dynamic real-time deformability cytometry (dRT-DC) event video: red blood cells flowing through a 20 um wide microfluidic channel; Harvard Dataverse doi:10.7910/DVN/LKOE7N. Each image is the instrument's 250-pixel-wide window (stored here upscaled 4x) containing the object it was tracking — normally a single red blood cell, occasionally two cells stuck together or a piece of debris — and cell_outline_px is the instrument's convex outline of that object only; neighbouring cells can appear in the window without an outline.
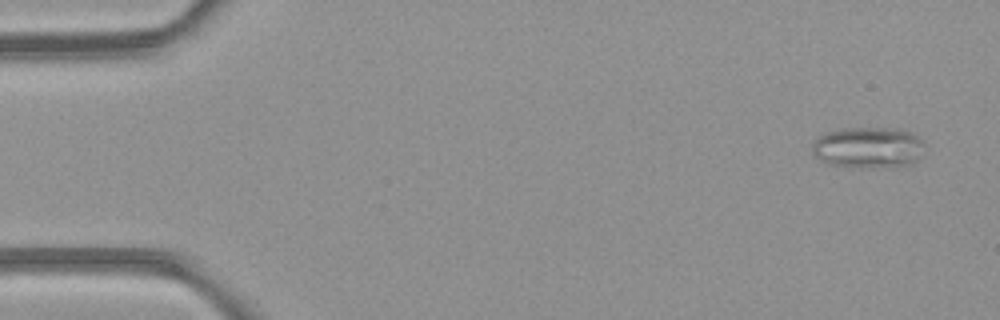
{"species": "common noctule bat (a hibernating species)", "species_latin": "Nyctalus noctula", "temperature_condition": "room temperature", "stored_images_in_passage": 6, "camera_frame_rate_fps": 3000, "um_per_image_px": 0.085, "animal": {"sex": "female", "body_mass_g": 21.9}, "frame": {"image": 1, "passage_image": 1, "time_ms": 0.0, "image_size_px": [1000, 320], "cell_outline_px": [[924, 144], [916, 160], [912, 164], [900, 168], [848, 168], [828, 164], [816, 156], [812, 152], [812, 144], [816, 136], [828, 132], [844, 128], [896, 128], [908, 132], [924, 140]], "centroid_in_image_um": [73.78, 12.57], "position_along_channel_um": 11.2, "area_um2": 27.51}}